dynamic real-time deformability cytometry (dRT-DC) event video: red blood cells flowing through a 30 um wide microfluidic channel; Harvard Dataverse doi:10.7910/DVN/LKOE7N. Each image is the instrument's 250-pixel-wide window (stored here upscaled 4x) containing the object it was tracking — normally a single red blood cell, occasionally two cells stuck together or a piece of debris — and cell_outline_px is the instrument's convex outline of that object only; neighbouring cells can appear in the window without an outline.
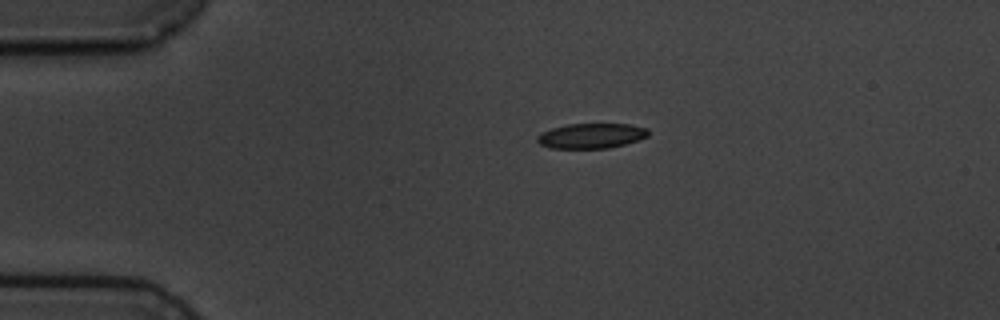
{"species": "common noctule bat (a hibernating species)", "species_latin": "Nyctalus noctula", "temperature_condition": "cold", "stored_images_in_passage": 5, "camera_frame_rate_fps": 3000, "um_per_image_px": 0.085, "animal": {"sex": "male", "body_mass_g": 19.5, "forearm_length_mm": 54.6}, "frame": {"image": 1, "passage_image": 5, "time_ms": 6.667, "image_size_px": [1000, 320], "cell_outline_px": [[648, 136], [624, 144], [608, 148], [548, 148], [540, 144], [536, 140], [536, 136], [540, 132], [552, 128], [568, 124], [628, 124], [648, 128]], "centroid_in_image_um": [50.21, 11.54], "position_along_channel_um": 34.8, "area_um2": 16.18}}